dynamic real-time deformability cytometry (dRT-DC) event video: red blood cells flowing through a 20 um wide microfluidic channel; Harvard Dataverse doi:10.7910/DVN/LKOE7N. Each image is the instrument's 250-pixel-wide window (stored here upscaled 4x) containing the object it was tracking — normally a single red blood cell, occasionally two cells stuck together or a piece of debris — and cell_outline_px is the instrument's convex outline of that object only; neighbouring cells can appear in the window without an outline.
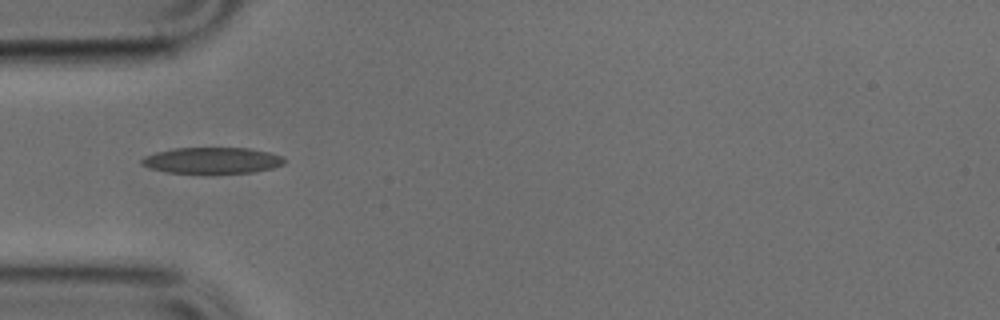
{"species": "common noctule bat (a hibernating species)", "species_latin": "Nyctalus noctula", "temperature_condition": "cold", "stored_images_in_passage": 34, "camera_frame_rate_fps": 3000, "um_per_image_px": 0.085, "animal": {"sex": "male", "body_mass_g": 17.9, "forearm_length_mm": 54.2}, "frame": {"image": 1, "passage_image": 1, "time_ms": 0.0, "image_size_px": [1000, 320], "cell_outline_px": [[284, 164], [272, 168], [252, 172], [168, 172], [148, 168], [140, 164], [140, 160], [144, 156], [156, 152], [176, 148], [248, 148], [268, 152], [284, 156]], "centroid_in_image_um": [18.01, 13.62], "position_along_channel_um": 67.0, "area_um2": 21.44}}
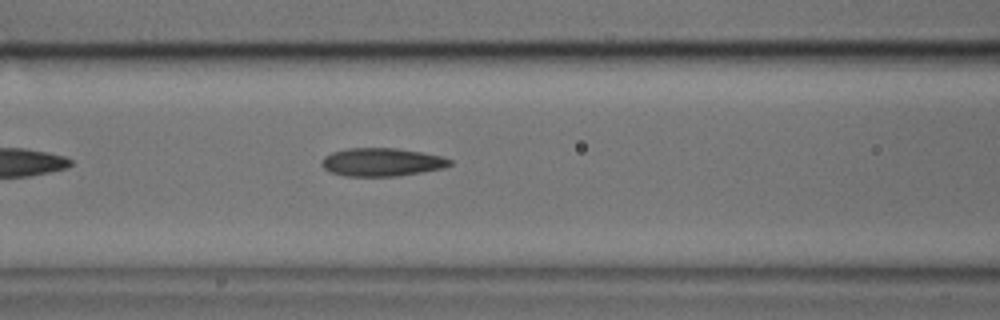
{"frame": {"image": 2, "passage_image": 6, "time_ms": 1.667, "image_size_px": [1000, 320], "cell_outline_px": [[452, 164], [444, 168], [396, 176], [344, 176], [332, 172], [324, 168], [320, 164], [324, 156], [332, 152], [344, 148], [396, 148], [420, 152], [440, 156], [452, 160]], "centroid_in_image_um": [32.42, 13.77], "position_along_channel_um": 134.2, "area_um2": 20.98}}
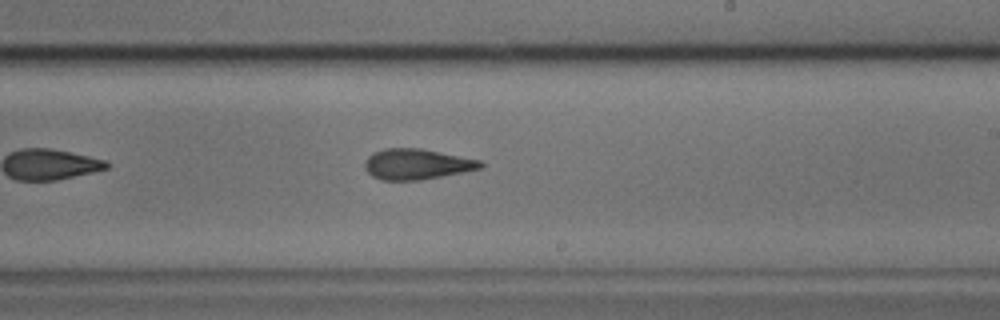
{"frame": {"image": 3, "passage_image": 15, "time_ms": 4.667, "image_size_px": [1000, 320], "cell_outline_px": [[484, 168], [464, 172], [420, 180], [380, 180], [372, 176], [364, 168], [364, 164], [368, 156], [372, 152], [384, 148], [420, 148], [480, 160], [484, 164]], "centroid_in_image_um": [35.41, 13.95], "position_along_channel_um": 253.6, "area_um2": 20.75}}